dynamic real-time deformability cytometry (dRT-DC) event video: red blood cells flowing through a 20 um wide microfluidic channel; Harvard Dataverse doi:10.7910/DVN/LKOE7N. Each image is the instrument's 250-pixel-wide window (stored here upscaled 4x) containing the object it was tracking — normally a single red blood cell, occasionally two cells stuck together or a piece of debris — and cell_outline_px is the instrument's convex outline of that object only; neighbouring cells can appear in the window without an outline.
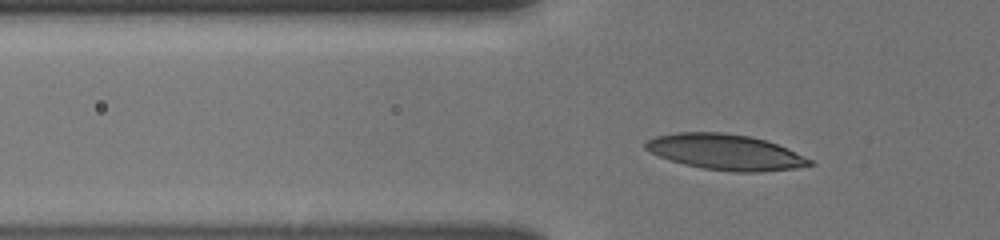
{"species": "human", "species_latin": "Homo sapiens", "temperature_condition": "cold", "stored_images_in_passage": 45, "camera_frame_rate_fps": 3000, "um_per_image_px": 0.085, "donor": {"sex": "male"}, "frame": {"image": 1, "passage_image": 11, "time_ms": 3.333, "image_size_px": [1000, 240], "cell_outline_px": [[816, 164], [796, 168], [760, 172], [736, 172], [704, 168], [684, 164], [660, 156], [644, 148], [644, 144], [648, 140], [656, 136], [676, 132], [724, 132], [748, 136], [764, 140], [788, 148], [812, 160]], "centroid_in_image_um": [61.69, 12.92], "position_along_channel_um": 64.1, "area_um2": 33.87}}
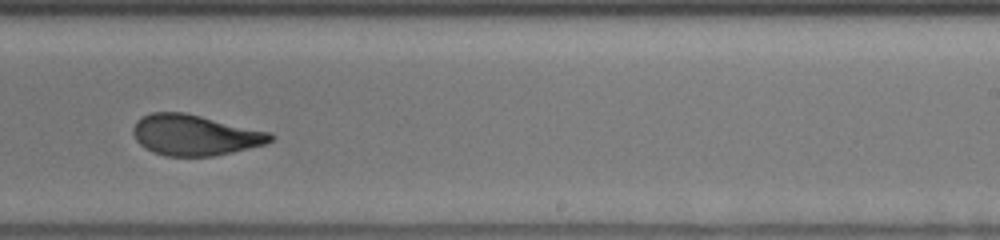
{"frame": {"image": 2, "passage_image": 28, "time_ms": 9.0, "image_size_px": [1000, 240], "cell_outline_px": [[276, 136], [272, 140], [264, 144], [232, 152], [212, 156], [164, 156], [152, 152], [140, 144], [136, 140], [132, 132], [132, 128], [136, 120], [140, 116], [152, 112], [184, 112], [272, 132]], "centroid_in_image_um": [16.54, 11.47], "position_along_channel_um": 272.5, "area_um2": 32.77}}
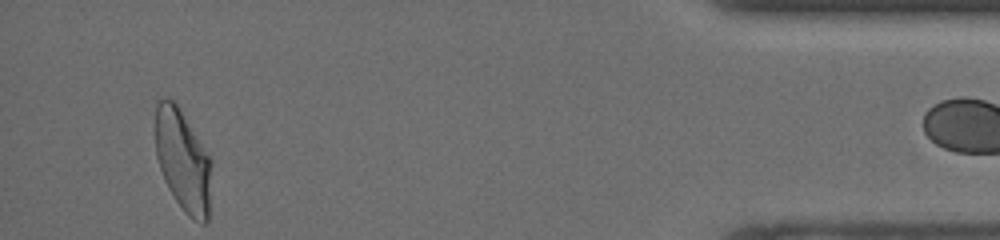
{"frame": {"image": 3, "passage_image": 44, "time_ms": 14.333, "image_size_px": [1000, 240], "cell_outline_px": [[212, 164], [208, 220], [204, 224], [200, 224], [192, 220], [184, 212], [168, 188], [164, 180], [156, 156], [156, 104], [160, 100], [172, 100], [176, 104], [212, 160]], "centroid_in_image_um": [15.57, 13.74], "position_along_channel_um": 419.6, "area_um2": 33.0}}